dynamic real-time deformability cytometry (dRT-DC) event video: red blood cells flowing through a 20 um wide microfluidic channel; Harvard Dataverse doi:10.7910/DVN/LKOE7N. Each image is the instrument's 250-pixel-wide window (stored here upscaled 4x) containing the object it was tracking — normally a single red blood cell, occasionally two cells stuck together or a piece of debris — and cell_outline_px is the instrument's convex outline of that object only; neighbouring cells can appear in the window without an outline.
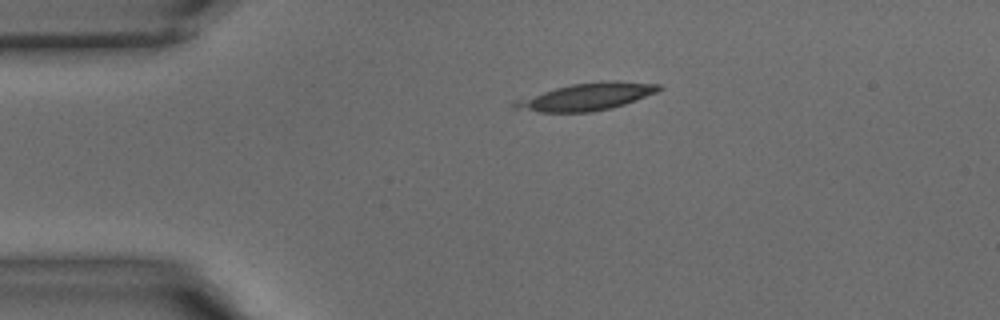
{"species": "common noctule bat (a hibernating species)", "species_latin": "Nyctalus noctula", "temperature_condition": "warm", "stored_images_in_passage": 9, "camera_frame_rate_fps": 3000, "um_per_image_px": 0.085, "animal": {"sex": "male", "body_mass_g": 15.6}, "frame": {"image": 1, "passage_image": 1, "time_ms": 0.0, "image_size_px": [1000, 320], "cell_outline_px": [[664, 88], [656, 92], [624, 104], [612, 108], [592, 112], [540, 112], [512, 108], [512, 100], [556, 88], [572, 84], [616, 80], [660, 84]], "centroid_in_image_um": [49.84, 8.22], "position_along_channel_um": 35.2, "area_um2": 22.83}}